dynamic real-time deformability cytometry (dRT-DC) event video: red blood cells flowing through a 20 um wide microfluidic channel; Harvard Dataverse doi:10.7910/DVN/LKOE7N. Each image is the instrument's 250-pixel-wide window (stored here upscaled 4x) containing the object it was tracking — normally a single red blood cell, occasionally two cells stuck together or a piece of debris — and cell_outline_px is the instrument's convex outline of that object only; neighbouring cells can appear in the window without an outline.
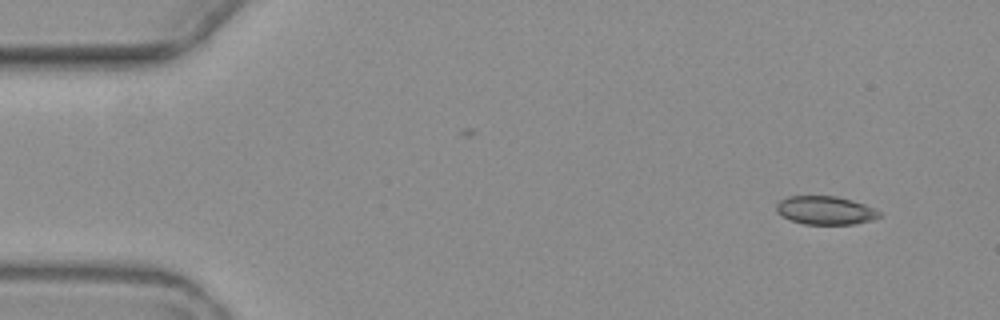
{"species": "common noctule bat (a hibernating species)", "species_latin": "Nyctalus noctula", "temperature_condition": "warm", "stored_images_in_passage": 5, "camera_frame_rate_fps": 3000, "um_per_image_px": 0.085, "animal": {"sex": "female", "body_mass_g": 19.3, "forearm_length_mm": 54.1}, "frame": {"image": 1, "passage_image": 1, "time_ms": 0.0, "image_size_px": [1000, 320], "cell_outline_px": [[880, 216], [872, 220], [852, 224], [804, 224], [792, 220], [776, 212], [776, 204], [780, 200], [788, 196], [836, 196], [852, 200], [876, 208], [880, 212]], "centroid_in_image_um": [70.16, 17.87], "position_along_channel_um": 14.8, "area_um2": 16.99}}
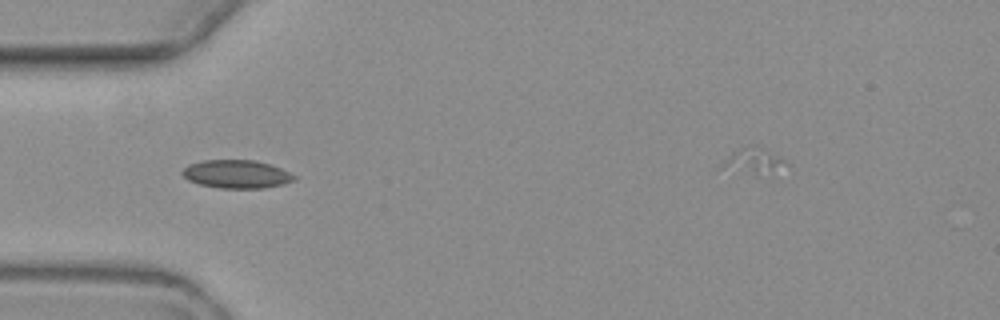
{"frame": {"image": 2, "passage_image": 4, "time_ms": 4.333, "image_size_px": [1000, 320], "cell_outline_px": [[296, 180], [284, 184], [264, 188], [220, 188], [200, 184], [188, 180], [180, 172], [188, 164], [204, 160], [256, 160], [272, 164], [296, 176]], "centroid_in_image_um": [20.12, 14.79], "position_along_channel_um": 64.9, "area_um2": 18.5}}
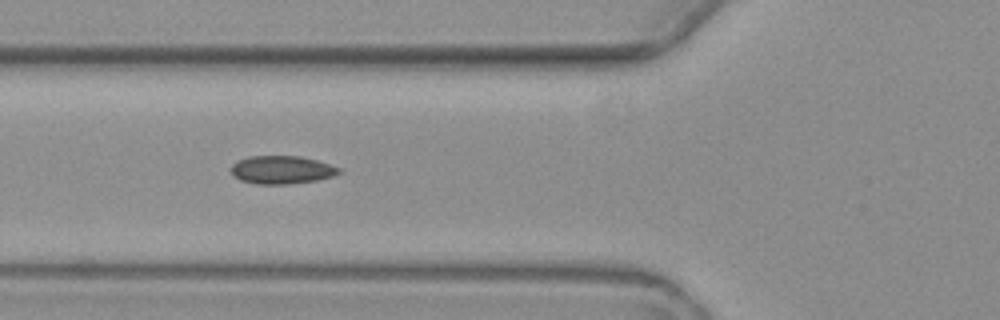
{"frame": {"image": 3, "passage_image": 5, "time_ms": 5.333, "image_size_px": [1000, 320], "cell_outline_px": [[344, 172], [332, 176], [316, 180], [288, 184], [256, 184], [240, 180], [232, 176], [232, 164], [248, 156], [300, 156], [316, 160], [340, 168]], "centroid_in_image_um": [23.95, 14.44], "position_along_channel_um": 101.9, "area_um2": 17.63}}